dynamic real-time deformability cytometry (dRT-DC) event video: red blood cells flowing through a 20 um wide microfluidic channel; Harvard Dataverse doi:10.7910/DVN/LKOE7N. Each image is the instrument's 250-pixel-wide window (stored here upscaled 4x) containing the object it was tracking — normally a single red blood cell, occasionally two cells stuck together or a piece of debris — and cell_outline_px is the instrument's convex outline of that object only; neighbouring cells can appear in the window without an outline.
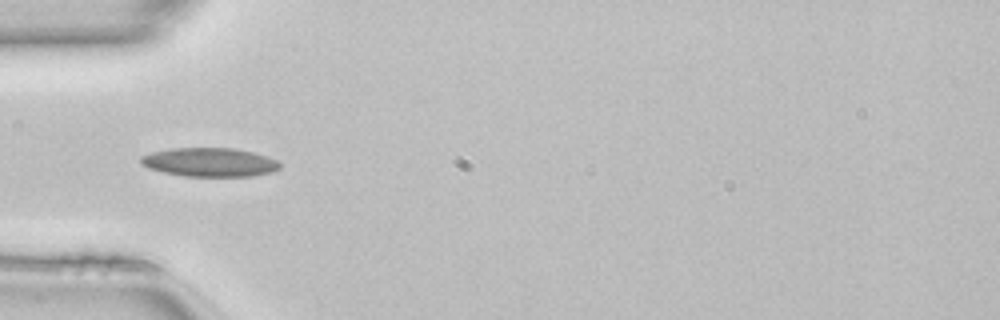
{"species": "common noctule bat (a hibernating species)", "species_latin": "Nyctalus noctula", "temperature_condition": "room temperature", "stored_images_in_passage": 49, "camera_frame_rate_fps": 3000, "um_per_image_px": 0.085, "animal": {"sex": "female", "body_mass_g": 22.7, "forearm_length_mm": 54.2}, "frame": {"image": 1, "passage_image": 15, "time_ms": 4.667, "image_size_px": [1000, 320], "cell_outline_px": [[280, 168], [272, 172], [252, 176], [184, 176], [164, 172], [148, 168], [140, 164], [140, 156], [152, 152], [172, 148], [232, 148], [252, 152], [268, 156], [276, 160], [280, 164]], "centroid_in_image_um": [17.81, 13.79], "position_along_channel_um": 67.2, "area_um2": 23.35}}
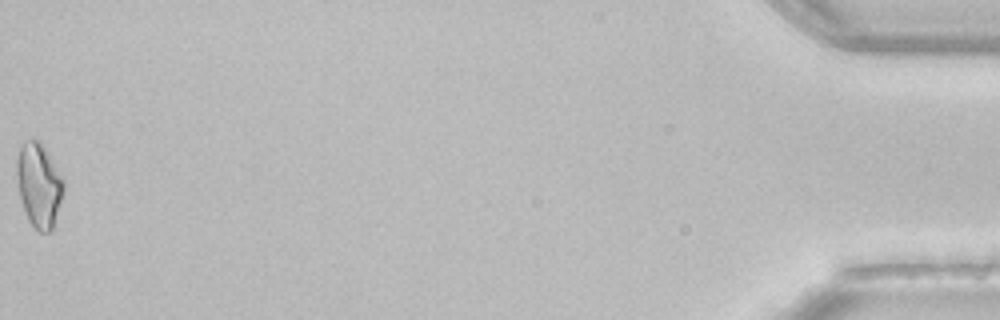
{"frame": {"image": 2, "passage_image": 49, "time_ms": 16.0, "image_size_px": [1000, 320], "cell_outline_px": [[64, 188], [52, 228], [48, 232], [40, 232], [28, 220], [20, 200], [16, 172], [16, 160], [20, 148], [28, 140], [36, 140], [44, 148], [64, 180]], "centroid_in_image_um": [3.28, 15.75], "position_along_channel_um": 431.9, "area_um2": 22.31}, "authors_computed_cell_mechanics": {"area_um2": 21.964, "velocity_mm_per_s": 4.1294, "shape_relaxation_time_tau1_ms": null, "shape_relaxation_time_tau2_ms": 10.0167, "deformation_change_tau1": null, "deformation_change_tau2": 0.2004}}